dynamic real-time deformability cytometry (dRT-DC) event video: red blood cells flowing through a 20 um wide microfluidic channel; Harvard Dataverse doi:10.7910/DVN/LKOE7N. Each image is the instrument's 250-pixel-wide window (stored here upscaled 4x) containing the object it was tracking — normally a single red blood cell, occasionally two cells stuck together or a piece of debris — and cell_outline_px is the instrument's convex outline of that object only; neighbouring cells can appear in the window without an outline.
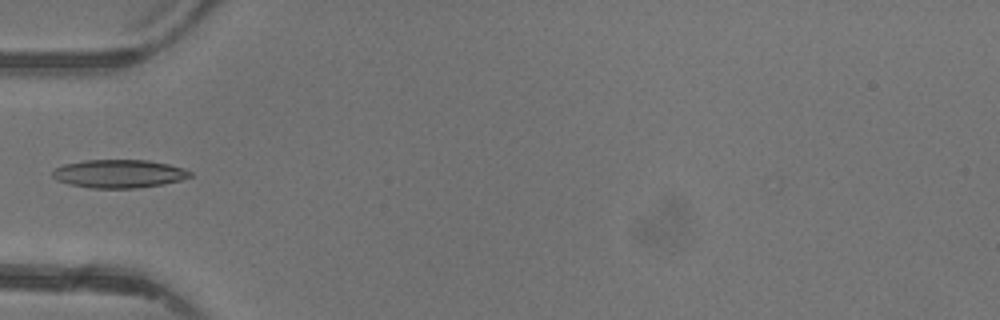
{"species": "common noctule bat (a hibernating species)", "species_latin": "Nyctalus noctula", "temperature_condition": "warm", "stored_images_in_passage": 5, "camera_frame_rate_fps": 3000, "um_per_image_px": 0.085, "animal": {"sex": "female"}, "frame": {"image": 1, "passage_image": 5, "time_ms": 4.667, "image_size_px": [1000, 320], "cell_outline_px": [[192, 176], [180, 180], [164, 184], [136, 188], [92, 188], [68, 184], [56, 180], [52, 176], [52, 172], [56, 168], [64, 164], [84, 160], [148, 160], [168, 164], [184, 168], [192, 172]], "centroid_in_image_um": [10.11, 14.77], "position_along_channel_um": 74.9, "area_um2": 22.72}}